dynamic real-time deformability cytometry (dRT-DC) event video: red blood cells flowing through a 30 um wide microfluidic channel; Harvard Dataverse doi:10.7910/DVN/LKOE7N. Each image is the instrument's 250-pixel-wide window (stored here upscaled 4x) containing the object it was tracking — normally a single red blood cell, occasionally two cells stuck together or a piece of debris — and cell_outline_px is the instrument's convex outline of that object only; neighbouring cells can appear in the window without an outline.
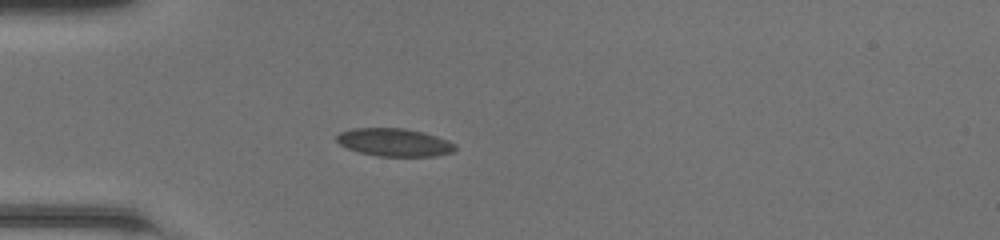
{"species": "common noctule bat (a hibernating species)", "species_latin": "Nyctalus noctula", "temperature_condition": "room temperature", "stored_images_in_passage": 42, "camera_frame_rate_fps": 3000, "um_per_image_px": 0.085, "animal": {"sex": "female", "body_mass_g": 20.0, "forearm_length_mm": 54.0}, "frame": {"image": 1, "passage_image": 7, "time_ms": 2.0, "image_size_px": [1000, 240], "cell_outline_px": [[456, 148], [452, 152], [436, 156], [376, 156], [360, 152], [348, 148], [340, 144], [336, 140], [336, 136], [340, 132], [352, 128], [404, 128], [424, 132], [448, 140], [456, 144]], "centroid_in_image_um": [33.53, 12.09], "position_along_channel_um": 51.5, "area_um2": 19.31}}
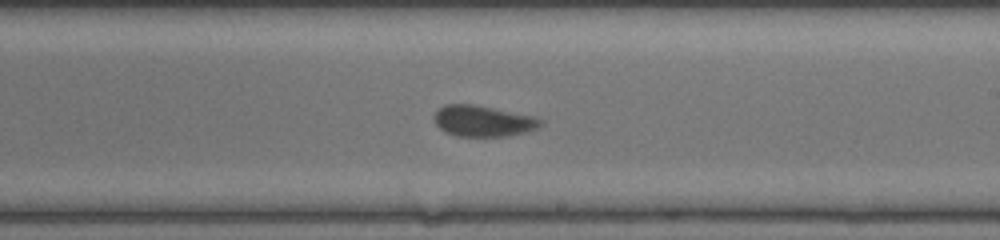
{"frame": {"image": 2, "passage_image": 22, "time_ms": 7.0, "image_size_px": [1000, 240], "cell_outline_px": [[544, 124], [528, 132], [508, 136], [456, 136], [444, 132], [436, 124], [432, 116], [444, 104], [472, 104], [532, 116], [544, 120]], "centroid_in_image_um": [41.05, 10.3], "position_along_channel_um": 247.9, "area_um2": 19.25}}
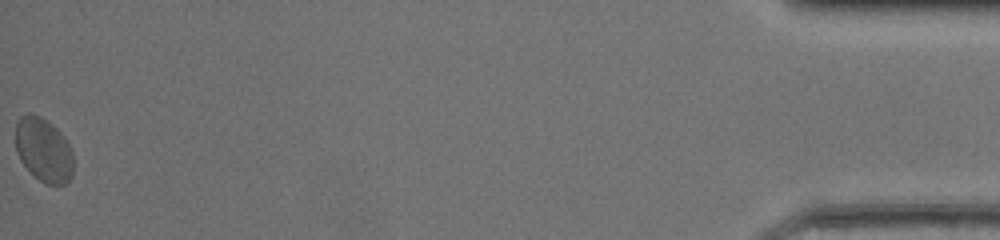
{"frame": {"image": 3, "passage_image": 42, "time_ms": 13.667, "image_size_px": [1000, 240], "cell_outline_px": [[72, 176], [64, 184], [44, 184], [20, 160], [16, 152], [16, 120], [20, 116], [28, 112], [40, 116], [52, 124], [60, 132], [68, 144], [72, 152]], "centroid_in_image_um": [3.68, 12.71], "position_along_channel_um": 431.5, "area_um2": 21.39}, "authors_computed_cell_mechanics": {"area_um2": 19.4786, "velocity_mm_per_s": 4.2164, "shape_relaxation_time_tau1_ms": 2.8187, "shape_relaxation_time_tau2_ms": 0.7863, "deformation_change_tau1": 0.0651, "deformation_change_tau2": 0.0579}}